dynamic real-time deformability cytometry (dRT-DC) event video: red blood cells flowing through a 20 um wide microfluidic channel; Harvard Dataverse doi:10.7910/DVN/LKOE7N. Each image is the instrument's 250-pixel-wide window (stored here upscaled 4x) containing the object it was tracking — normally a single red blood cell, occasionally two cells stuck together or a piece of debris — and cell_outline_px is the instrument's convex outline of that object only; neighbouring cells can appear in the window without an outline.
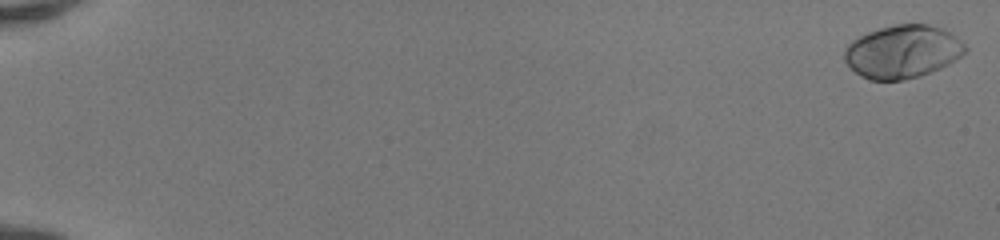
{"species": "human", "species_latin": "Homo sapiens", "temperature_condition": "room temperature", "stored_images_in_passage": 52, "camera_frame_rate_fps": 3000, "um_per_image_px": 0.085, "donor": {"sex": "female"}, "frame": {"image": 1, "passage_image": 1, "time_ms": 0.0, "image_size_px": [1000, 240], "cell_outline_px": [[968, 52], [948, 64], [940, 68], [920, 76], [904, 80], [868, 80], [860, 76], [844, 60], [844, 48], [852, 40], [868, 32], [880, 28], [896, 24], [928, 24], [940, 28], [948, 32], [960, 40], [968, 48]], "centroid_in_image_um": [76.71, 4.4], "position_along_channel_um": 8.3, "area_um2": 37.28}}
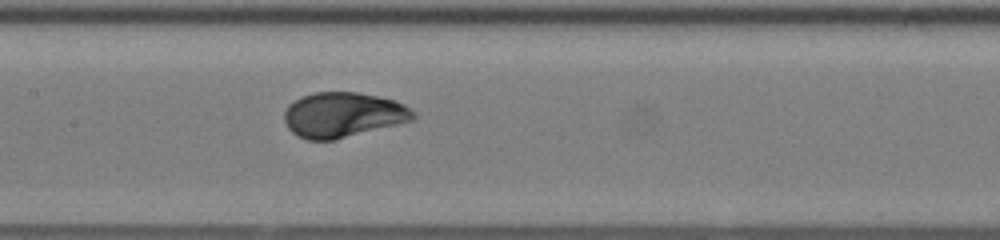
{"frame": {"image": 2, "passage_image": 28, "time_ms": 9.0, "image_size_px": [1000, 240], "cell_outline_px": [[416, 116], [412, 120], [336, 140], [308, 140], [292, 132], [288, 128], [284, 120], [284, 112], [288, 104], [300, 96], [312, 92], [356, 92], [396, 100], [404, 104], [416, 112]], "centroid_in_image_um": [29.14, 9.75], "position_along_channel_um": 178.3, "area_um2": 33.99}}
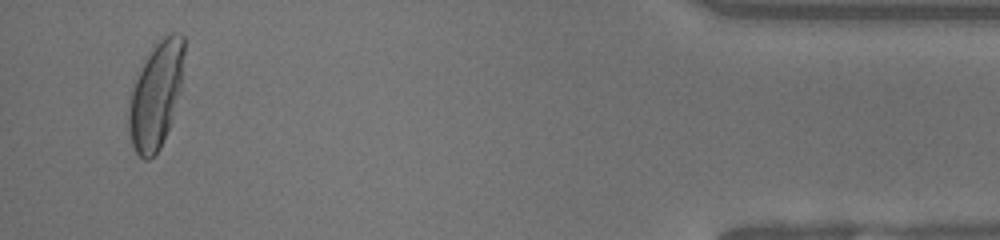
{"frame": {"image": 3, "passage_image": 50, "time_ms": 16.333, "image_size_px": [1000, 240], "cell_outline_px": [[184, 52], [180, 88], [168, 128], [160, 148], [148, 160], [144, 160], [136, 152], [132, 144], [128, 132], [128, 104], [136, 80], [152, 48], [164, 36], [172, 32], [180, 32], [184, 36]], "centroid_in_image_um": [13.25, 8.09], "position_along_channel_um": 422.0, "area_um2": 33.47}, "authors_computed_cell_mechanics": {"area_um2": 34.5066, "velocity_mm_per_s": 4.1434, "shape_relaxation_time_tau1_ms": 2.8807, "shape_relaxation_time_tau2_ms": null, "deformation_change_tau1": 0.1599, "deformation_change_tau2": null}}